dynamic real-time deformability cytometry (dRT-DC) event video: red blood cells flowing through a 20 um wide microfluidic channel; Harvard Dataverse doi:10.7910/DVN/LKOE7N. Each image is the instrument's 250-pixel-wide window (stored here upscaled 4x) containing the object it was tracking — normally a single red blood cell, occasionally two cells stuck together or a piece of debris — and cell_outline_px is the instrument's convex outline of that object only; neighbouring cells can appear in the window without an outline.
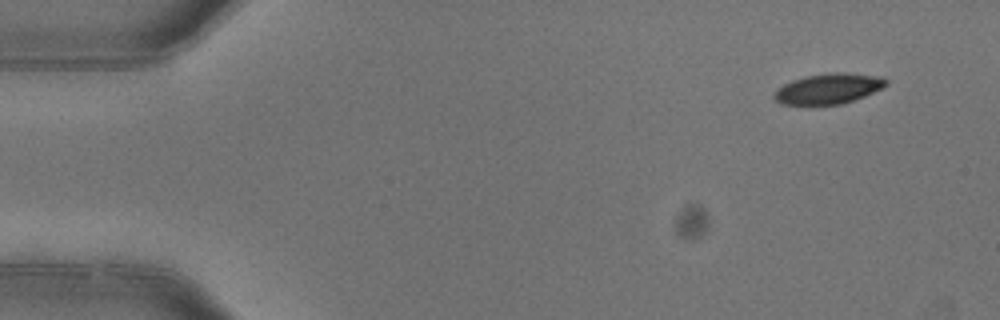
{"species": "common noctule bat (a hibernating species)", "species_latin": "Nyctalus noctula", "temperature_condition": "warm", "stored_images_in_passage": 3, "camera_frame_rate_fps": 3000, "um_per_image_px": 0.085, "animal": {"sex": "female"}, "frame": {"image": 1, "passage_image": 1, "time_ms": 0.0, "image_size_px": [1000, 320], "cell_outline_px": [[888, 84], [884, 88], [864, 96], [840, 104], [780, 104], [772, 96], [784, 84], [792, 80], [804, 76], [832, 72], [840, 72], [880, 76], [888, 80]], "centroid_in_image_um": [70.45, 7.52], "position_along_channel_um": 14.5, "area_um2": 19.65}}
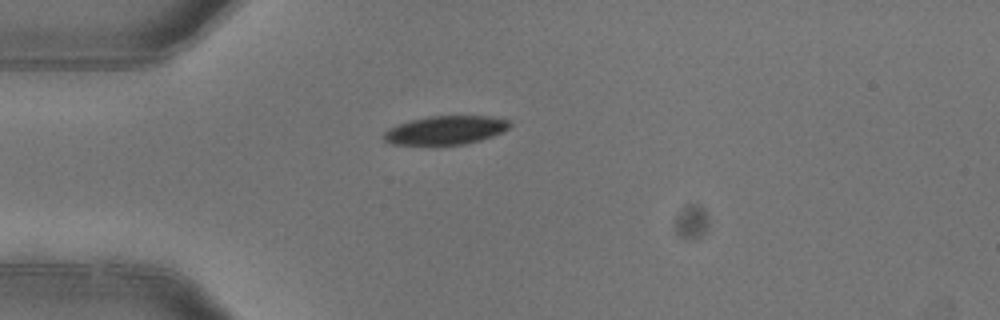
{"frame": {"image": 2, "passage_image": 3, "time_ms": 0.667, "image_size_px": [1000, 320], "cell_outline_px": [[512, 124], [504, 132], [480, 140], [464, 144], [392, 144], [384, 140], [380, 136], [388, 128], [412, 120], [428, 116], [488, 116], [508, 120]], "centroid_in_image_um": [37.87, 11.06], "position_along_channel_um": 47.1, "area_um2": 20.87}}